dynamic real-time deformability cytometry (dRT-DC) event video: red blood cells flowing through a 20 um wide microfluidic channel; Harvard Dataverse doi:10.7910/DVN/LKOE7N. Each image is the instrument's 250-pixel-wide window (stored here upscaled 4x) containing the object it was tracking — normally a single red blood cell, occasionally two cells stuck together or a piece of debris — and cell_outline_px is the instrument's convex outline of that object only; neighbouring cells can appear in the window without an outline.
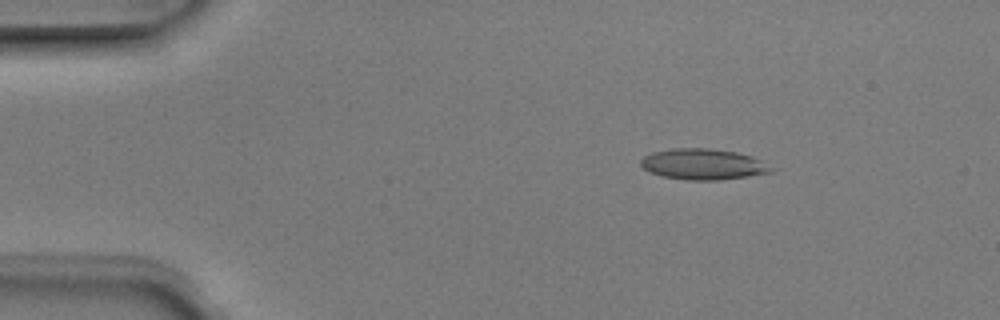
{"species": "Egyptian fruit bat (a non-hibernating species)", "species_latin": "Rousettus aegyptiacus", "temperature_condition": "room temperature", "stored_images_in_passage": 4, "camera_frame_rate_fps": 3000, "um_per_image_px": 0.085, "animal": {"sex": "male"}, "frame": {"image": 1, "passage_image": 3, "time_ms": 0.667, "image_size_px": [1000, 320], "cell_outline_px": [[776, 168], [772, 172], [748, 176], [716, 180], [688, 180], [664, 176], [652, 172], [644, 168], [640, 164], [640, 160], [644, 156], [652, 152], [672, 148], [708, 148], [736, 152], [752, 156]], "centroid_in_image_um": [59.79, 13.95], "position_along_channel_um": 25.2, "area_um2": 23.35}}